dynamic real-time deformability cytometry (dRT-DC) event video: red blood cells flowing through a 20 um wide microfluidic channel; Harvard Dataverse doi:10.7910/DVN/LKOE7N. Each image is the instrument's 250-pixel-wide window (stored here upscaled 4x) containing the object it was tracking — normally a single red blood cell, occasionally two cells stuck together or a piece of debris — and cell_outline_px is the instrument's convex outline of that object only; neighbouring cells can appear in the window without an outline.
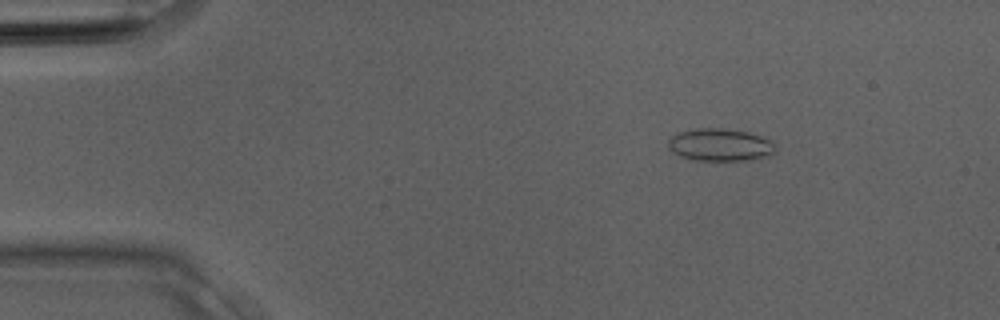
{"species": "Egyptian fruit bat (a non-hibernating species)", "species_latin": "Rousettus aegyptiacus", "temperature_condition": "room temperature", "stored_images_in_passage": 3, "camera_frame_rate_fps": 3000, "um_per_image_px": 0.085, "animal": {"sex": "male"}, "frame": {"image": 1, "passage_image": 2, "time_ms": 0.333, "image_size_px": [1000, 320], "cell_outline_px": [[776, 152], [752, 160], [692, 160], [680, 156], [672, 152], [668, 148], [668, 140], [672, 136], [680, 132], [696, 128], [720, 128], [748, 132], [768, 136], [776, 144]], "centroid_in_image_um": [61.25, 12.3], "position_along_channel_um": 23.7, "area_um2": 20.63}}